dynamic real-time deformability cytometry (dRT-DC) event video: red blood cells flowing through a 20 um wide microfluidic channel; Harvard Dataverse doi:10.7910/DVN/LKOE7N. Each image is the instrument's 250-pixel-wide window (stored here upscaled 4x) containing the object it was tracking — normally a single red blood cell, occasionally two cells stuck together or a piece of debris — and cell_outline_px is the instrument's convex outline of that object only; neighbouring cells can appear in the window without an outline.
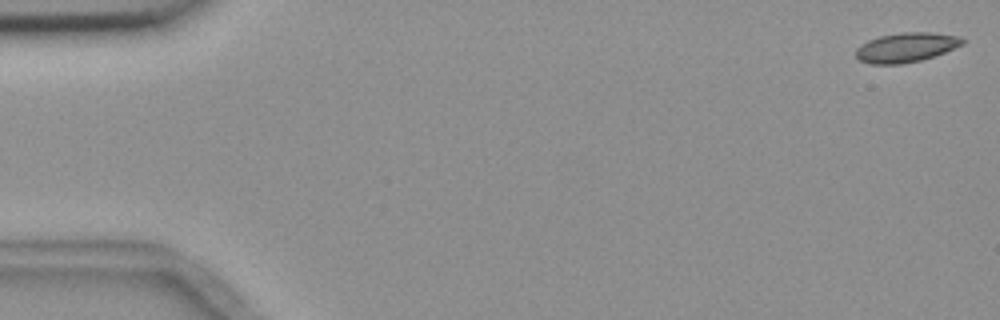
{"species": "common noctule bat (a hibernating species)", "species_latin": "Nyctalus noctula", "temperature_condition": "room temperature", "stored_images_in_passage": 4, "camera_frame_rate_fps": 3000, "um_per_image_px": 0.085, "animal": {"sex": "female", "body_mass_g": 18.4}, "frame": {"image": 1, "passage_image": 1, "time_ms": 0.0, "image_size_px": [1000, 320], "cell_outline_px": [[964, 44], [944, 52], [920, 60], [900, 64], [872, 64], [860, 60], [856, 56], [856, 48], [860, 44], [868, 40], [880, 36], [904, 32], [932, 32], [960, 36], [964, 40]], "centroid_in_image_um": [77.01, 4.02], "position_along_channel_um": 8.0, "area_um2": 18.21}}